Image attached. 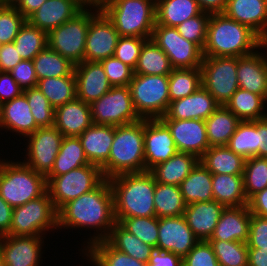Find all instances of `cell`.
Instances as JSON below:
<instances>
[{"label":"cell","instance_id":"cell-1","mask_svg":"<svg viewBox=\"0 0 267 266\" xmlns=\"http://www.w3.org/2000/svg\"><path fill=\"white\" fill-rule=\"evenodd\" d=\"M58 229H96L89 237L83 251L91 244L106 240L116 223L113 194L108 179H104L94 190L82 194L63 205L58 211ZM96 234V235H95Z\"/></svg>","mask_w":267,"mask_h":266},{"label":"cell","instance_id":"cell-2","mask_svg":"<svg viewBox=\"0 0 267 266\" xmlns=\"http://www.w3.org/2000/svg\"><path fill=\"white\" fill-rule=\"evenodd\" d=\"M262 48L267 50V42L248 26L224 13L210 15L203 57H240Z\"/></svg>","mask_w":267,"mask_h":266},{"label":"cell","instance_id":"cell-3","mask_svg":"<svg viewBox=\"0 0 267 266\" xmlns=\"http://www.w3.org/2000/svg\"><path fill=\"white\" fill-rule=\"evenodd\" d=\"M108 180L113 194L116 222L128 217L156 216V181L149 170L118 174Z\"/></svg>","mask_w":267,"mask_h":266},{"label":"cell","instance_id":"cell-4","mask_svg":"<svg viewBox=\"0 0 267 266\" xmlns=\"http://www.w3.org/2000/svg\"><path fill=\"white\" fill-rule=\"evenodd\" d=\"M101 170L105 179L118 174L145 171L144 119L114 126L109 159Z\"/></svg>","mask_w":267,"mask_h":266},{"label":"cell","instance_id":"cell-5","mask_svg":"<svg viewBox=\"0 0 267 266\" xmlns=\"http://www.w3.org/2000/svg\"><path fill=\"white\" fill-rule=\"evenodd\" d=\"M46 192V176L21 161L0 159V196L12 208L37 199Z\"/></svg>","mask_w":267,"mask_h":266},{"label":"cell","instance_id":"cell-6","mask_svg":"<svg viewBox=\"0 0 267 266\" xmlns=\"http://www.w3.org/2000/svg\"><path fill=\"white\" fill-rule=\"evenodd\" d=\"M119 36L150 39L156 23L153 0H110L100 8Z\"/></svg>","mask_w":267,"mask_h":266},{"label":"cell","instance_id":"cell-7","mask_svg":"<svg viewBox=\"0 0 267 266\" xmlns=\"http://www.w3.org/2000/svg\"><path fill=\"white\" fill-rule=\"evenodd\" d=\"M99 10V7L86 6L74 18L49 31L48 47L68 58L73 64L83 62L89 23Z\"/></svg>","mask_w":267,"mask_h":266},{"label":"cell","instance_id":"cell-8","mask_svg":"<svg viewBox=\"0 0 267 266\" xmlns=\"http://www.w3.org/2000/svg\"><path fill=\"white\" fill-rule=\"evenodd\" d=\"M168 75L134 74L129 83L134 108L141 119H160L168 110Z\"/></svg>","mask_w":267,"mask_h":266},{"label":"cell","instance_id":"cell-9","mask_svg":"<svg viewBox=\"0 0 267 266\" xmlns=\"http://www.w3.org/2000/svg\"><path fill=\"white\" fill-rule=\"evenodd\" d=\"M58 228V215L48 192L22 206L13 208L7 235L42 236ZM46 231V232H45Z\"/></svg>","mask_w":267,"mask_h":266},{"label":"cell","instance_id":"cell-10","mask_svg":"<svg viewBox=\"0 0 267 266\" xmlns=\"http://www.w3.org/2000/svg\"><path fill=\"white\" fill-rule=\"evenodd\" d=\"M104 179L99 166L88 164L59 176H46L47 192L58 211L69 201L94 190Z\"/></svg>","mask_w":267,"mask_h":266},{"label":"cell","instance_id":"cell-11","mask_svg":"<svg viewBox=\"0 0 267 266\" xmlns=\"http://www.w3.org/2000/svg\"><path fill=\"white\" fill-rule=\"evenodd\" d=\"M90 108L93 124L116 127L141 120L134 108L129 86H112L93 101Z\"/></svg>","mask_w":267,"mask_h":266},{"label":"cell","instance_id":"cell-12","mask_svg":"<svg viewBox=\"0 0 267 266\" xmlns=\"http://www.w3.org/2000/svg\"><path fill=\"white\" fill-rule=\"evenodd\" d=\"M201 83L220 105H225L239 88L237 57H203Z\"/></svg>","mask_w":267,"mask_h":266},{"label":"cell","instance_id":"cell-13","mask_svg":"<svg viewBox=\"0 0 267 266\" xmlns=\"http://www.w3.org/2000/svg\"><path fill=\"white\" fill-rule=\"evenodd\" d=\"M151 39L168 56L174 69L201 67L203 61L202 50L195 43L181 36L176 27L155 23Z\"/></svg>","mask_w":267,"mask_h":266},{"label":"cell","instance_id":"cell-14","mask_svg":"<svg viewBox=\"0 0 267 266\" xmlns=\"http://www.w3.org/2000/svg\"><path fill=\"white\" fill-rule=\"evenodd\" d=\"M63 137L54 126L36 129L26 137L27 158H24L23 163L35 172L47 176L54 166Z\"/></svg>","mask_w":267,"mask_h":266},{"label":"cell","instance_id":"cell-15","mask_svg":"<svg viewBox=\"0 0 267 266\" xmlns=\"http://www.w3.org/2000/svg\"><path fill=\"white\" fill-rule=\"evenodd\" d=\"M119 37L112 21L100 9L89 23L84 61L100 62L114 56Z\"/></svg>","mask_w":267,"mask_h":266},{"label":"cell","instance_id":"cell-16","mask_svg":"<svg viewBox=\"0 0 267 266\" xmlns=\"http://www.w3.org/2000/svg\"><path fill=\"white\" fill-rule=\"evenodd\" d=\"M178 152L171 131L161 119H144L145 171Z\"/></svg>","mask_w":267,"mask_h":266},{"label":"cell","instance_id":"cell-17","mask_svg":"<svg viewBox=\"0 0 267 266\" xmlns=\"http://www.w3.org/2000/svg\"><path fill=\"white\" fill-rule=\"evenodd\" d=\"M198 242L183 215L159 218L155 249L172 252L183 258Z\"/></svg>","mask_w":267,"mask_h":266},{"label":"cell","instance_id":"cell-18","mask_svg":"<svg viewBox=\"0 0 267 266\" xmlns=\"http://www.w3.org/2000/svg\"><path fill=\"white\" fill-rule=\"evenodd\" d=\"M170 129L178 152L200 159L210 148L204 120L161 119Z\"/></svg>","mask_w":267,"mask_h":266},{"label":"cell","instance_id":"cell-19","mask_svg":"<svg viewBox=\"0 0 267 266\" xmlns=\"http://www.w3.org/2000/svg\"><path fill=\"white\" fill-rule=\"evenodd\" d=\"M43 236L3 235L1 262L4 266H39Z\"/></svg>","mask_w":267,"mask_h":266},{"label":"cell","instance_id":"cell-20","mask_svg":"<svg viewBox=\"0 0 267 266\" xmlns=\"http://www.w3.org/2000/svg\"><path fill=\"white\" fill-rule=\"evenodd\" d=\"M219 106L215 98L201 86L191 95L170 102L167 112L160 119L206 120Z\"/></svg>","mask_w":267,"mask_h":266},{"label":"cell","instance_id":"cell-21","mask_svg":"<svg viewBox=\"0 0 267 266\" xmlns=\"http://www.w3.org/2000/svg\"><path fill=\"white\" fill-rule=\"evenodd\" d=\"M74 74L77 98L85 103L91 104L112 88L100 62L83 61L75 64Z\"/></svg>","mask_w":267,"mask_h":266},{"label":"cell","instance_id":"cell-22","mask_svg":"<svg viewBox=\"0 0 267 266\" xmlns=\"http://www.w3.org/2000/svg\"><path fill=\"white\" fill-rule=\"evenodd\" d=\"M85 7L81 0H46L26 20L48 33L74 18Z\"/></svg>","mask_w":267,"mask_h":266},{"label":"cell","instance_id":"cell-23","mask_svg":"<svg viewBox=\"0 0 267 266\" xmlns=\"http://www.w3.org/2000/svg\"><path fill=\"white\" fill-rule=\"evenodd\" d=\"M237 78L240 89L256 93L267 101V52L255 50L237 57Z\"/></svg>","mask_w":267,"mask_h":266},{"label":"cell","instance_id":"cell-24","mask_svg":"<svg viewBox=\"0 0 267 266\" xmlns=\"http://www.w3.org/2000/svg\"><path fill=\"white\" fill-rule=\"evenodd\" d=\"M223 13L267 42V0H228Z\"/></svg>","mask_w":267,"mask_h":266},{"label":"cell","instance_id":"cell-25","mask_svg":"<svg viewBox=\"0 0 267 266\" xmlns=\"http://www.w3.org/2000/svg\"><path fill=\"white\" fill-rule=\"evenodd\" d=\"M93 124L90 104L78 98L55 109L54 127L64 137H79Z\"/></svg>","mask_w":267,"mask_h":266},{"label":"cell","instance_id":"cell-26","mask_svg":"<svg viewBox=\"0 0 267 266\" xmlns=\"http://www.w3.org/2000/svg\"><path fill=\"white\" fill-rule=\"evenodd\" d=\"M225 206L215 200L186 205L184 218L199 241H209Z\"/></svg>","mask_w":267,"mask_h":266},{"label":"cell","instance_id":"cell-27","mask_svg":"<svg viewBox=\"0 0 267 266\" xmlns=\"http://www.w3.org/2000/svg\"><path fill=\"white\" fill-rule=\"evenodd\" d=\"M0 128L16 132L24 138L39 128L23 93L0 105Z\"/></svg>","mask_w":267,"mask_h":266},{"label":"cell","instance_id":"cell-28","mask_svg":"<svg viewBox=\"0 0 267 266\" xmlns=\"http://www.w3.org/2000/svg\"><path fill=\"white\" fill-rule=\"evenodd\" d=\"M251 213L248 205L225 207L209 240L240 241L246 243Z\"/></svg>","mask_w":267,"mask_h":266},{"label":"cell","instance_id":"cell-29","mask_svg":"<svg viewBox=\"0 0 267 266\" xmlns=\"http://www.w3.org/2000/svg\"><path fill=\"white\" fill-rule=\"evenodd\" d=\"M90 164L100 168L108 161L114 139V126L92 124L79 136Z\"/></svg>","mask_w":267,"mask_h":266},{"label":"cell","instance_id":"cell-30","mask_svg":"<svg viewBox=\"0 0 267 266\" xmlns=\"http://www.w3.org/2000/svg\"><path fill=\"white\" fill-rule=\"evenodd\" d=\"M198 162L199 159L193 154L177 152L167 161L156 164L149 171L156 182L179 186Z\"/></svg>","mask_w":267,"mask_h":266},{"label":"cell","instance_id":"cell-31","mask_svg":"<svg viewBox=\"0 0 267 266\" xmlns=\"http://www.w3.org/2000/svg\"><path fill=\"white\" fill-rule=\"evenodd\" d=\"M246 159L226 145L211 146L199 162L212 174L243 175Z\"/></svg>","mask_w":267,"mask_h":266},{"label":"cell","instance_id":"cell-32","mask_svg":"<svg viewBox=\"0 0 267 266\" xmlns=\"http://www.w3.org/2000/svg\"><path fill=\"white\" fill-rule=\"evenodd\" d=\"M186 205L194 202H209L213 200L212 173L200 162L179 185Z\"/></svg>","mask_w":267,"mask_h":266},{"label":"cell","instance_id":"cell-33","mask_svg":"<svg viewBox=\"0 0 267 266\" xmlns=\"http://www.w3.org/2000/svg\"><path fill=\"white\" fill-rule=\"evenodd\" d=\"M213 200L225 207L248 205L244 193L243 175L212 174Z\"/></svg>","mask_w":267,"mask_h":266},{"label":"cell","instance_id":"cell-34","mask_svg":"<svg viewBox=\"0 0 267 266\" xmlns=\"http://www.w3.org/2000/svg\"><path fill=\"white\" fill-rule=\"evenodd\" d=\"M202 12L196 0H158L156 24L177 27Z\"/></svg>","mask_w":267,"mask_h":266},{"label":"cell","instance_id":"cell-35","mask_svg":"<svg viewBox=\"0 0 267 266\" xmlns=\"http://www.w3.org/2000/svg\"><path fill=\"white\" fill-rule=\"evenodd\" d=\"M204 122L211 147L227 145L241 121L225 105H220Z\"/></svg>","mask_w":267,"mask_h":266},{"label":"cell","instance_id":"cell-36","mask_svg":"<svg viewBox=\"0 0 267 266\" xmlns=\"http://www.w3.org/2000/svg\"><path fill=\"white\" fill-rule=\"evenodd\" d=\"M266 103L267 101L262 96L238 88L225 106L240 121H254L267 117Z\"/></svg>","mask_w":267,"mask_h":266},{"label":"cell","instance_id":"cell-37","mask_svg":"<svg viewBox=\"0 0 267 266\" xmlns=\"http://www.w3.org/2000/svg\"><path fill=\"white\" fill-rule=\"evenodd\" d=\"M106 241L116 250L143 263H148L155 250V247L145 244L141 239L125 230L118 222L114 224Z\"/></svg>","mask_w":267,"mask_h":266},{"label":"cell","instance_id":"cell-38","mask_svg":"<svg viewBox=\"0 0 267 266\" xmlns=\"http://www.w3.org/2000/svg\"><path fill=\"white\" fill-rule=\"evenodd\" d=\"M88 164L79 137H63L54 166L47 176H59Z\"/></svg>","mask_w":267,"mask_h":266},{"label":"cell","instance_id":"cell-39","mask_svg":"<svg viewBox=\"0 0 267 266\" xmlns=\"http://www.w3.org/2000/svg\"><path fill=\"white\" fill-rule=\"evenodd\" d=\"M173 69L164 51L153 39H147L142 46L134 74L169 75Z\"/></svg>","mask_w":267,"mask_h":266},{"label":"cell","instance_id":"cell-40","mask_svg":"<svg viewBox=\"0 0 267 266\" xmlns=\"http://www.w3.org/2000/svg\"><path fill=\"white\" fill-rule=\"evenodd\" d=\"M37 87L46 96L54 109L77 98L74 71L68 76L38 80Z\"/></svg>","mask_w":267,"mask_h":266},{"label":"cell","instance_id":"cell-41","mask_svg":"<svg viewBox=\"0 0 267 266\" xmlns=\"http://www.w3.org/2000/svg\"><path fill=\"white\" fill-rule=\"evenodd\" d=\"M83 256L95 266H148L113 248L106 240L97 241L84 250Z\"/></svg>","mask_w":267,"mask_h":266},{"label":"cell","instance_id":"cell-42","mask_svg":"<svg viewBox=\"0 0 267 266\" xmlns=\"http://www.w3.org/2000/svg\"><path fill=\"white\" fill-rule=\"evenodd\" d=\"M32 61L38 80L68 76L74 71L75 66L68 58L61 56L48 46L38 53Z\"/></svg>","mask_w":267,"mask_h":266},{"label":"cell","instance_id":"cell-43","mask_svg":"<svg viewBox=\"0 0 267 266\" xmlns=\"http://www.w3.org/2000/svg\"><path fill=\"white\" fill-rule=\"evenodd\" d=\"M154 208L157 218L182 216L186 204L179 186L156 182Z\"/></svg>","mask_w":267,"mask_h":266},{"label":"cell","instance_id":"cell-44","mask_svg":"<svg viewBox=\"0 0 267 266\" xmlns=\"http://www.w3.org/2000/svg\"><path fill=\"white\" fill-rule=\"evenodd\" d=\"M13 43L23 60H33L48 46L47 32L31 25L26 20Z\"/></svg>","mask_w":267,"mask_h":266},{"label":"cell","instance_id":"cell-45","mask_svg":"<svg viewBox=\"0 0 267 266\" xmlns=\"http://www.w3.org/2000/svg\"><path fill=\"white\" fill-rule=\"evenodd\" d=\"M226 146L245 159L258 156L257 120L241 121Z\"/></svg>","mask_w":267,"mask_h":266},{"label":"cell","instance_id":"cell-46","mask_svg":"<svg viewBox=\"0 0 267 266\" xmlns=\"http://www.w3.org/2000/svg\"><path fill=\"white\" fill-rule=\"evenodd\" d=\"M170 102L187 97L202 86L201 67L173 69L168 75Z\"/></svg>","mask_w":267,"mask_h":266},{"label":"cell","instance_id":"cell-47","mask_svg":"<svg viewBox=\"0 0 267 266\" xmlns=\"http://www.w3.org/2000/svg\"><path fill=\"white\" fill-rule=\"evenodd\" d=\"M243 183L247 200L267 187V158L254 156L246 159Z\"/></svg>","mask_w":267,"mask_h":266},{"label":"cell","instance_id":"cell-48","mask_svg":"<svg viewBox=\"0 0 267 266\" xmlns=\"http://www.w3.org/2000/svg\"><path fill=\"white\" fill-rule=\"evenodd\" d=\"M220 266H248V247L240 241L209 240Z\"/></svg>","mask_w":267,"mask_h":266},{"label":"cell","instance_id":"cell-49","mask_svg":"<svg viewBox=\"0 0 267 266\" xmlns=\"http://www.w3.org/2000/svg\"><path fill=\"white\" fill-rule=\"evenodd\" d=\"M118 223L145 244L157 247L159 218L156 216L122 218Z\"/></svg>","mask_w":267,"mask_h":266},{"label":"cell","instance_id":"cell-50","mask_svg":"<svg viewBox=\"0 0 267 266\" xmlns=\"http://www.w3.org/2000/svg\"><path fill=\"white\" fill-rule=\"evenodd\" d=\"M23 94L26 96L37 126L39 128L52 127L54 125L55 109L39 88L23 90Z\"/></svg>","mask_w":267,"mask_h":266},{"label":"cell","instance_id":"cell-51","mask_svg":"<svg viewBox=\"0 0 267 266\" xmlns=\"http://www.w3.org/2000/svg\"><path fill=\"white\" fill-rule=\"evenodd\" d=\"M210 14L201 12L188 20L184 21L176 28L181 36L186 40L195 43L203 50L206 42L207 24Z\"/></svg>","mask_w":267,"mask_h":266},{"label":"cell","instance_id":"cell-52","mask_svg":"<svg viewBox=\"0 0 267 266\" xmlns=\"http://www.w3.org/2000/svg\"><path fill=\"white\" fill-rule=\"evenodd\" d=\"M26 18L14 7L0 8V45L13 43Z\"/></svg>","mask_w":267,"mask_h":266},{"label":"cell","instance_id":"cell-53","mask_svg":"<svg viewBox=\"0 0 267 266\" xmlns=\"http://www.w3.org/2000/svg\"><path fill=\"white\" fill-rule=\"evenodd\" d=\"M147 38L120 36L115 48L114 57L135 69L142 46Z\"/></svg>","mask_w":267,"mask_h":266},{"label":"cell","instance_id":"cell-54","mask_svg":"<svg viewBox=\"0 0 267 266\" xmlns=\"http://www.w3.org/2000/svg\"><path fill=\"white\" fill-rule=\"evenodd\" d=\"M100 63L112 86H129L134 76L133 68L114 56L103 59Z\"/></svg>","mask_w":267,"mask_h":266},{"label":"cell","instance_id":"cell-55","mask_svg":"<svg viewBox=\"0 0 267 266\" xmlns=\"http://www.w3.org/2000/svg\"><path fill=\"white\" fill-rule=\"evenodd\" d=\"M183 266H220L209 241H199L182 258Z\"/></svg>","mask_w":267,"mask_h":266},{"label":"cell","instance_id":"cell-56","mask_svg":"<svg viewBox=\"0 0 267 266\" xmlns=\"http://www.w3.org/2000/svg\"><path fill=\"white\" fill-rule=\"evenodd\" d=\"M246 244L248 248L267 249V218L251 214Z\"/></svg>","mask_w":267,"mask_h":266},{"label":"cell","instance_id":"cell-57","mask_svg":"<svg viewBox=\"0 0 267 266\" xmlns=\"http://www.w3.org/2000/svg\"><path fill=\"white\" fill-rule=\"evenodd\" d=\"M9 73L23 90L37 87L38 79L32 60H22Z\"/></svg>","mask_w":267,"mask_h":266},{"label":"cell","instance_id":"cell-58","mask_svg":"<svg viewBox=\"0 0 267 266\" xmlns=\"http://www.w3.org/2000/svg\"><path fill=\"white\" fill-rule=\"evenodd\" d=\"M23 89L9 72L0 71V105L20 96Z\"/></svg>","mask_w":267,"mask_h":266},{"label":"cell","instance_id":"cell-59","mask_svg":"<svg viewBox=\"0 0 267 266\" xmlns=\"http://www.w3.org/2000/svg\"><path fill=\"white\" fill-rule=\"evenodd\" d=\"M14 43L0 45V71L9 72L23 59L18 54Z\"/></svg>","mask_w":267,"mask_h":266},{"label":"cell","instance_id":"cell-60","mask_svg":"<svg viewBox=\"0 0 267 266\" xmlns=\"http://www.w3.org/2000/svg\"><path fill=\"white\" fill-rule=\"evenodd\" d=\"M148 266H183L182 257L172 252L155 249L149 258Z\"/></svg>","mask_w":267,"mask_h":266},{"label":"cell","instance_id":"cell-61","mask_svg":"<svg viewBox=\"0 0 267 266\" xmlns=\"http://www.w3.org/2000/svg\"><path fill=\"white\" fill-rule=\"evenodd\" d=\"M248 207L251 214L267 218V187L248 200Z\"/></svg>","mask_w":267,"mask_h":266},{"label":"cell","instance_id":"cell-62","mask_svg":"<svg viewBox=\"0 0 267 266\" xmlns=\"http://www.w3.org/2000/svg\"><path fill=\"white\" fill-rule=\"evenodd\" d=\"M13 208L0 196V235H7L10 230Z\"/></svg>","mask_w":267,"mask_h":266},{"label":"cell","instance_id":"cell-63","mask_svg":"<svg viewBox=\"0 0 267 266\" xmlns=\"http://www.w3.org/2000/svg\"><path fill=\"white\" fill-rule=\"evenodd\" d=\"M258 157L267 158V117L257 120Z\"/></svg>","mask_w":267,"mask_h":266},{"label":"cell","instance_id":"cell-64","mask_svg":"<svg viewBox=\"0 0 267 266\" xmlns=\"http://www.w3.org/2000/svg\"><path fill=\"white\" fill-rule=\"evenodd\" d=\"M202 12L219 14L225 11L228 0H196Z\"/></svg>","mask_w":267,"mask_h":266},{"label":"cell","instance_id":"cell-65","mask_svg":"<svg viewBox=\"0 0 267 266\" xmlns=\"http://www.w3.org/2000/svg\"><path fill=\"white\" fill-rule=\"evenodd\" d=\"M46 0H18L14 7L27 19Z\"/></svg>","mask_w":267,"mask_h":266},{"label":"cell","instance_id":"cell-66","mask_svg":"<svg viewBox=\"0 0 267 266\" xmlns=\"http://www.w3.org/2000/svg\"><path fill=\"white\" fill-rule=\"evenodd\" d=\"M248 266H267V249L248 248Z\"/></svg>","mask_w":267,"mask_h":266},{"label":"cell","instance_id":"cell-67","mask_svg":"<svg viewBox=\"0 0 267 266\" xmlns=\"http://www.w3.org/2000/svg\"><path fill=\"white\" fill-rule=\"evenodd\" d=\"M108 1H110V0H90V7L101 8Z\"/></svg>","mask_w":267,"mask_h":266},{"label":"cell","instance_id":"cell-68","mask_svg":"<svg viewBox=\"0 0 267 266\" xmlns=\"http://www.w3.org/2000/svg\"><path fill=\"white\" fill-rule=\"evenodd\" d=\"M18 0H5V3L7 5L14 6L17 3Z\"/></svg>","mask_w":267,"mask_h":266},{"label":"cell","instance_id":"cell-69","mask_svg":"<svg viewBox=\"0 0 267 266\" xmlns=\"http://www.w3.org/2000/svg\"><path fill=\"white\" fill-rule=\"evenodd\" d=\"M81 1L85 6L90 7V0H81Z\"/></svg>","mask_w":267,"mask_h":266},{"label":"cell","instance_id":"cell-70","mask_svg":"<svg viewBox=\"0 0 267 266\" xmlns=\"http://www.w3.org/2000/svg\"><path fill=\"white\" fill-rule=\"evenodd\" d=\"M3 235H0V262H1V248H2Z\"/></svg>","mask_w":267,"mask_h":266},{"label":"cell","instance_id":"cell-71","mask_svg":"<svg viewBox=\"0 0 267 266\" xmlns=\"http://www.w3.org/2000/svg\"><path fill=\"white\" fill-rule=\"evenodd\" d=\"M6 6L8 5L5 3V0H0V8L6 7Z\"/></svg>","mask_w":267,"mask_h":266}]
</instances>
